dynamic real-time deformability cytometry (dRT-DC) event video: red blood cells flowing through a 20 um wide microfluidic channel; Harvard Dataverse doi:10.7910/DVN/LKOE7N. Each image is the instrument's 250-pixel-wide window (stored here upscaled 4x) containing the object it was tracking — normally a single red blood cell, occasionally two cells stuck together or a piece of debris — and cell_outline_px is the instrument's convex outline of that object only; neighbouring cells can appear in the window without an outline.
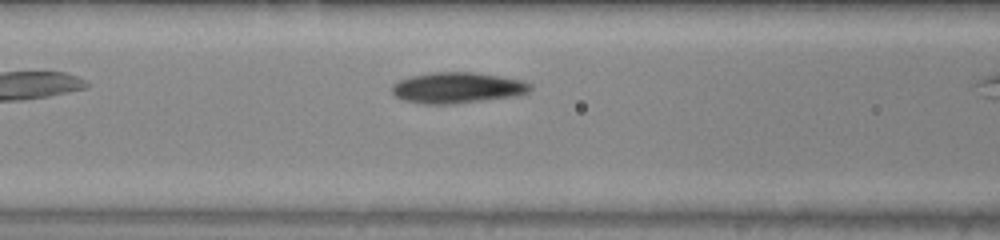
{"species": "common noctule bat (a hibernating species)", "species_latin": "Nyctalus noctula", "temperature_condition": "warm", "stored_images_in_passage": 10, "camera_frame_rate_fps": 3000, "um_per_image_px": 0.085, "animal": {"sex": "male", "body_mass_g": 20.0, "forearm_length_mm": 53.3}, "frame": {"image": 1, "passage_image": 9, "time_ms": 2.667, "image_size_px": [1000, 240], "cell_outline_px": [[532, 88], [528, 92], [516, 96], [452, 104], [424, 104], [404, 100], [396, 96], [392, 92], [392, 84], [400, 80], [412, 76], [428, 72], [472, 72], [500, 76], [520, 80], [532, 84]], "centroid_in_image_um": [38.87, 7.46], "position_along_channel_um": 127.7, "area_um2": 24.85}}